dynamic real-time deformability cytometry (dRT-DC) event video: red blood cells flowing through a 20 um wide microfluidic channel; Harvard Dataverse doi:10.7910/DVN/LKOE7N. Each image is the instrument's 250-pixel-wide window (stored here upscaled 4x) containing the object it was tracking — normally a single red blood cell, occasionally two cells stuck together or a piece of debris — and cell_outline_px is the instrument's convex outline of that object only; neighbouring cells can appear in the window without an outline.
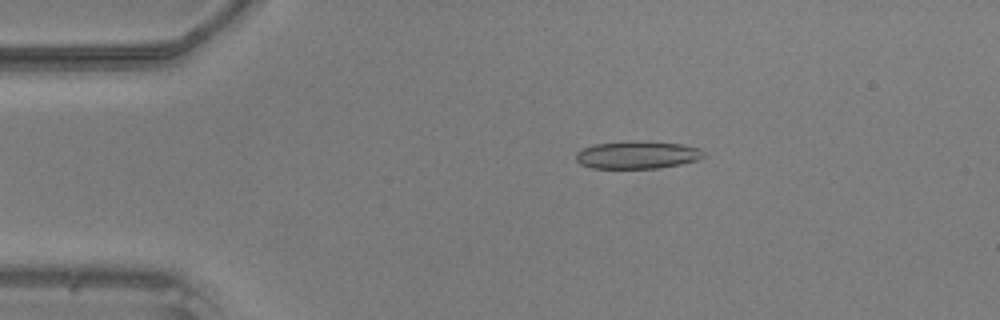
{"species": "common noctule bat (a hibernating species)", "species_latin": "Nyctalus noctula", "temperature_condition": "warm", "stored_images_in_passage": 48, "camera_frame_rate_fps": 3000, "um_per_image_px": 0.085, "animal": {"sex": "male", "body_mass_g": 20.5, "forearm_length_mm": 52.5}, "frame": {"image": 1, "passage_image": 9, "time_ms": 2.667, "image_size_px": [1000, 320], "cell_outline_px": [[704, 156], [696, 160], [680, 164], [660, 168], [592, 168], [580, 164], [576, 160], [576, 152], [584, 148], [596, 144], [684, 144], [700, 148], [704, 152]], "centroid_in_image_um": [54.17, 13.23], "position_along_channel_um": 30.8, "area_um2": 19.36}}
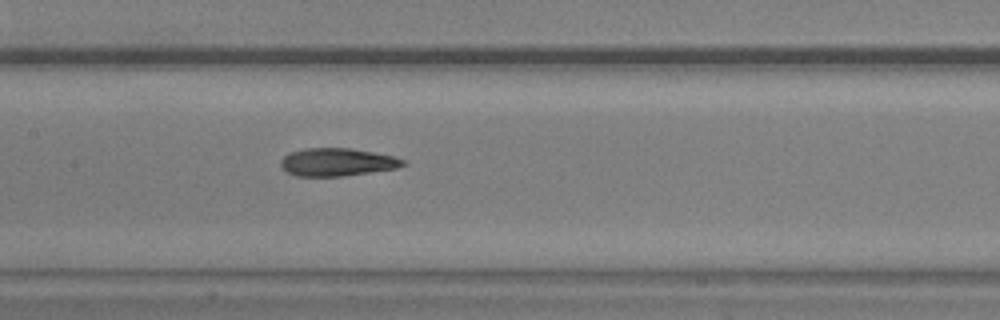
{"frame": {"image": 2, "passage_image": 23, "time_ms": 7.333, "image_size_px": [1000, 320], "cell_outline_px": [[408, 164], [396, 168], [344, 176], [296, 176], [288, 172], [280, 164], [280, 160], [288, 152], [304, 148], [348, 148], [372, 152], [392, 156], [408, 160]], "centroid_in_image_um": [28.66, 13.77], "position_along_channel_um": 178.7, "area_um2": 19.88}}
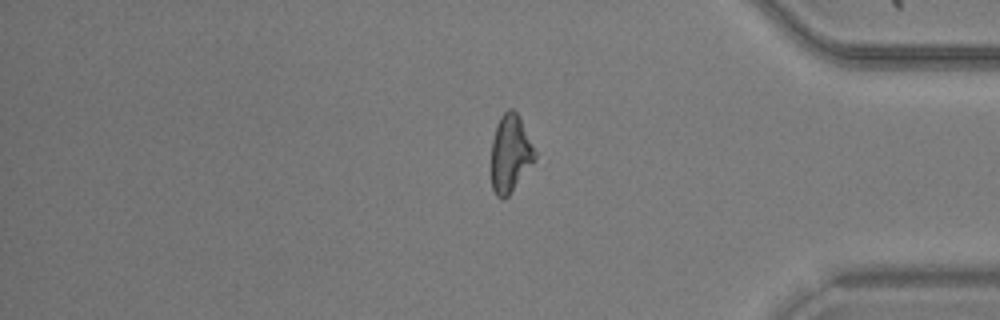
{"frame": {"image": 3, "passage_image": 40, "time_ms": 13.0, "image_size_px": [1000, 320], "cell_outline_px": [[536, 160], [508, 196], [504, 200], [500, 200], [496, 196], [492, 188], [492, 140], [496, 124], [500, 116], [508, 108], [512, 108], [516, 112], [536, 152]], "centroid_in_image_um": [43.36, 13.08], "position_along_channel_um": 391.8, "area_um2": 19.65}}